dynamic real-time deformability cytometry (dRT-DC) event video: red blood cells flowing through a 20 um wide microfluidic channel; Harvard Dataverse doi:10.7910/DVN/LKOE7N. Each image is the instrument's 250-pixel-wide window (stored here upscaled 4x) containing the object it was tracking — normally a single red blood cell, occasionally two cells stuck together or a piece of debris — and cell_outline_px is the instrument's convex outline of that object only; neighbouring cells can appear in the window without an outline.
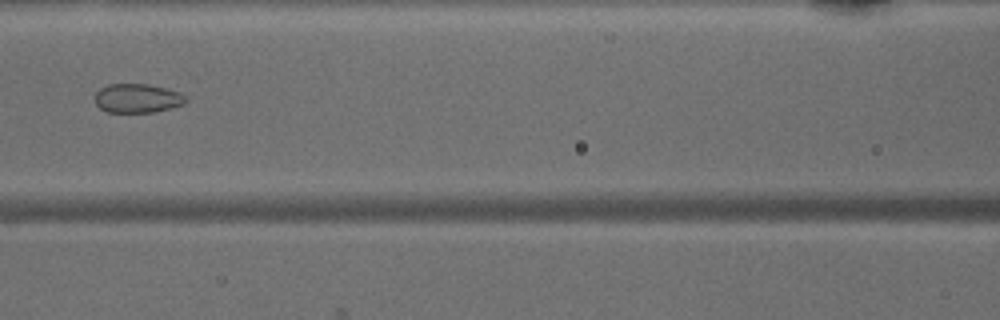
{"species": "common noctule bat (a hibernating species)", "species_latin": "Nyctalus noctula", "temperature_condition": "warm", "stored_images_in_passage": 33, "camera_frame_rate_fps": 3000, "um_per_image_px": 0.085, "animal": {"sex": "male", "body_mass_g": 15.6}, "frame": {"image": 1, "passage_image": 13, "time_ms": 4.0, "image_size_px": [1000, 320], "cell_outline_px": [[188, 100], [184, 104], [152, 112], [108, 112], [100, 108], [96, 104], [96, 92], [100, 88], [108, 84], [148, 84], [180, 92], [188, 96]], "centroid_in_image_um": [11.7, 8.34], "position_along_channel_um": 154.9, "area_um2": 15.32}}
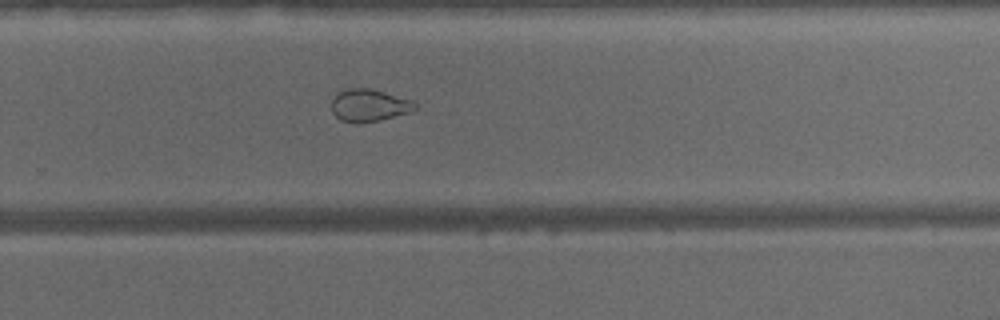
{"frame": {"image": 2, "passage_image": 23, "time_ms": 7.333, "image_size_px": [1000, 320], "cell_outline_px": [[416, 108], [412, 112], [380, 120], [340, 120], [332, 112], [332, 100], [340, 92], [348, 88], [372, 88], [412, 100], [416, 104]], "centroid_in_image_um": [31.43, 8.91], "position_along_channel_um": 298.4, "area_um2": 15.26}}
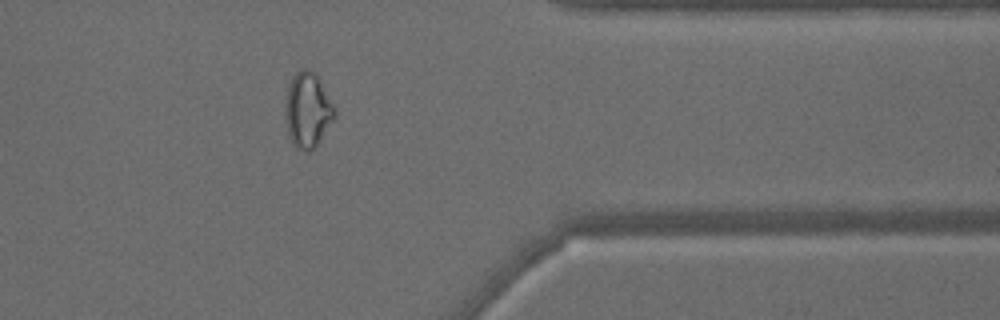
{"frame": {"image": 3, "passage_image": 30, "time_ms": 9.667, "image_size_px": [1000, 320], "cell_outline_px": [[336, 116], [316, 148], [308, 152], [296, 148], [292, 144], [288, 136], [284, 108], [288, 88], [292, 76], [300, 68], [308, 68], [320, 80], [336, 108]], "centroid_in_image_um": [26.15, 9.39], "position_along_channel_um": 385.2, "area_um2": 21.96}}